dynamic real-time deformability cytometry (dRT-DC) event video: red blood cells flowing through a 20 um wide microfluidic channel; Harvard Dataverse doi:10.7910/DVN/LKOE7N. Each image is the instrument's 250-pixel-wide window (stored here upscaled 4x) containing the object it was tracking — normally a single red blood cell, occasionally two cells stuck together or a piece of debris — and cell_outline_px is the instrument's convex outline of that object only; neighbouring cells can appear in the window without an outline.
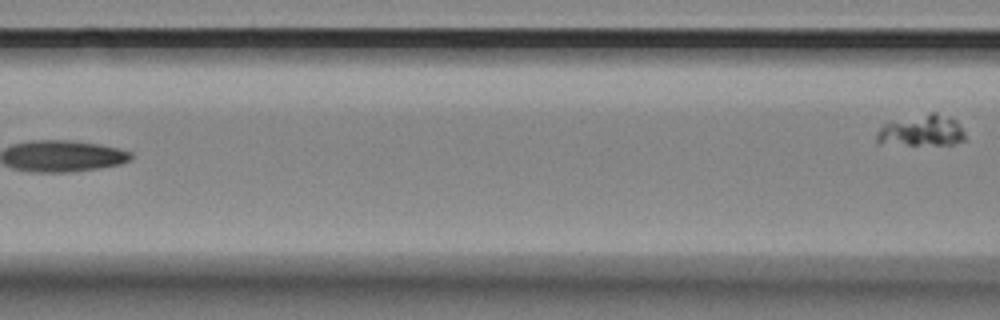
{"species": "Egyptian fruit bat (a non-hibernating species)", "species_latin": "Rousettus aegyptiacus", "temperature_condition": "room temperature", "stored_images_in_passage": 7, "camera_frame_rate_fps": 3000, "um_per_image_px": 0.085, "animal": {"sex": "female"}, "frame": {"image": 1, "passage_image": 7, "time_ms": 2.0, "image_size_px": [1000, 320], "cell_outline_px": [[968, 140], [952, 144], [876, 144], [876, 132], [884, 124], [892, 120], [928, 112], [936, 112], [956, 120], [964, 132]], "centroid_in_image_um": [78.32, 11.09], "position_along_channel_um": 88.3, "area_um2": 16.42}}